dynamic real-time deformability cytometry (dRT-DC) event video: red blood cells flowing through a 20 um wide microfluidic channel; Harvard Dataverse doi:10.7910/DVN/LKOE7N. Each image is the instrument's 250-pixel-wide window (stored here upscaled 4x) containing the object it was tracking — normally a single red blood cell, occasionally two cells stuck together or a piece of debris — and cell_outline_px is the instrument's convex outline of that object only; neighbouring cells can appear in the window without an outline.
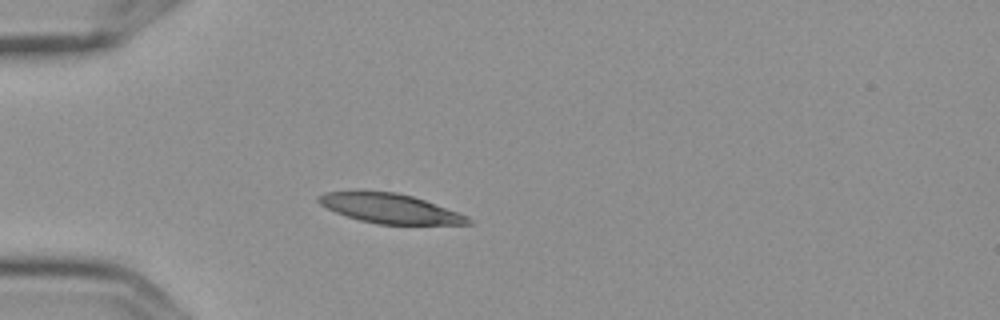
{"species": "Egyptian fruit bat (a non-hibernating species)", "species_latin": "Rousettus aegyptiacus", "temperature_condition": "cold", "stored_images_in_passage": 1, "camera_frame_rate_fps": 3000, "um_per_image_px": 0.085, "frame": {"image": 1, "passage_image": 1, "time_ms": 0.0, "image_size_px": [1000, 320], "cell_outline_px": [[472, 224], [376, 224], [360, 220], [336, 212], [320, 204], [316, 200], [316, 196], [324, 192], [356, 188], [396, 192], [412, 196], [424, 200], [468, 216], [472, 220]], "centroid_in_image_um": [33.04, 17.67], "position_along_channel_um": 52.0, "area_um2": 26.3}}